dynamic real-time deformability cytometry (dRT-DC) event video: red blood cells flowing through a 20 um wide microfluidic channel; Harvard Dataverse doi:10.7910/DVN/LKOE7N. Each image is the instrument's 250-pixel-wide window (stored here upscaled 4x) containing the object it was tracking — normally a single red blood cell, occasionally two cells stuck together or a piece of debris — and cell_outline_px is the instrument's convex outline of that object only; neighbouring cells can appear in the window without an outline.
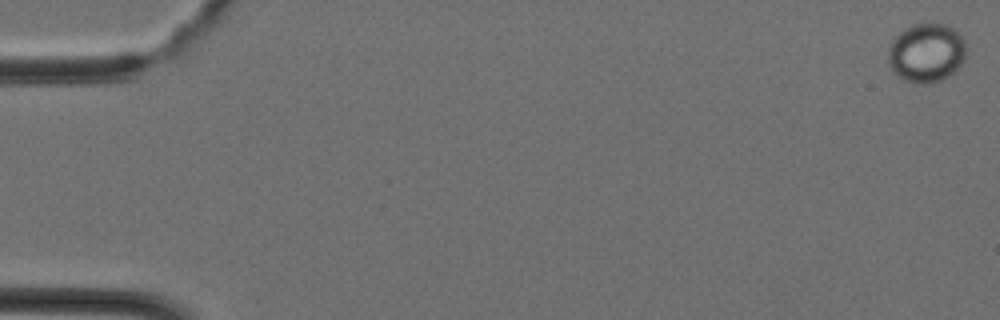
{"species": "Egyptian fruit bat (a non-hibernating species)", "species_latin": "Rousettus aegyptiacus", "temperature_condition": "cold", "stored_images_in_passage": 39, "camera_frame_rate_fps": 3000, "um_per_image_px": 0.085, "animal": {"sex": "female"}, "frame": {"image": 1, "passage_image": 1, "time_ms": 0.0, "image_size_px": [1000, 320], "cell_outline_px": [[964, 56], [960, 64], [948, 76], [940, 80], [928, 84], [916, 84], [904, 80], [892, 72], [888, 64], [888, 48], [892, 40], [904, 28], [912, 24], [944, 24], [956, 28], [964, 40]], "centroid_in_image_um": [78.7, 4.49], "position_along_channel_um": 6.3, "area_um2": 26.88}}
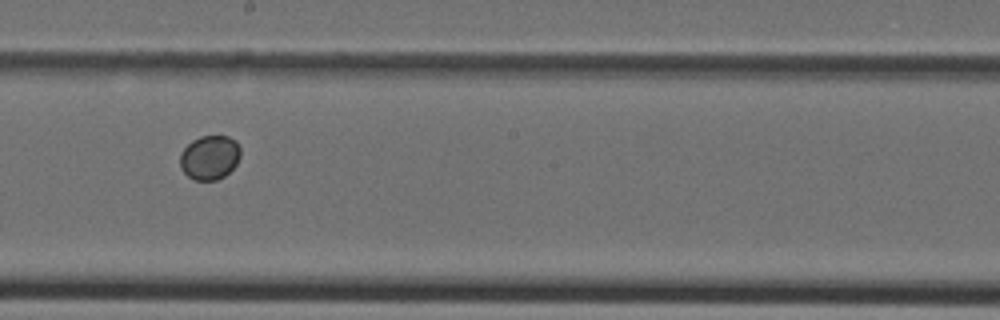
{"frame": {"image": 2, "passage_image": 23, "time_ms": 7.333, "image_size_px": [1000, 320], "cell_outline_px": [[240, 156], [236, 164], [224, 176], [216, 180], [196, 180], [188, 176], [180, 168], [180, 152], [192, 140], [200, 136], [228, 136], [236, 140], [240, 148]], "centroid_in_image_um": [17.81, 13.37], "position_along_channel_um": 230.4, "area_um2": 15.61}}
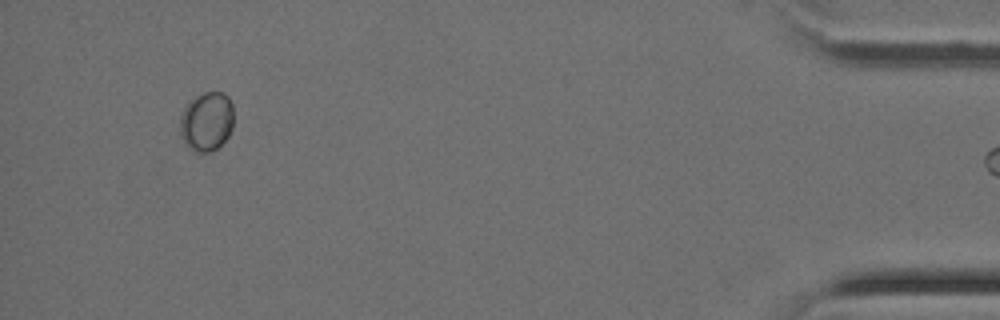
{"frame": {"image": 3, "passage_image": 38, "time_ms": 12.333, "image_size_px": [1000, 320], "cell_outline_px": [[232, 128], [228, 136], [216, 148], [208, 152], [192, 152], [184, 144], [180, 136], [180, 116], [184, 108], [196, 96], [204, 92], [224, 92], [228, 96], [232, 104]], "centroid_in_image_um": [17.54, 10.34], "position_along_channel_um": 417.7, "area_um2": 18.55}}